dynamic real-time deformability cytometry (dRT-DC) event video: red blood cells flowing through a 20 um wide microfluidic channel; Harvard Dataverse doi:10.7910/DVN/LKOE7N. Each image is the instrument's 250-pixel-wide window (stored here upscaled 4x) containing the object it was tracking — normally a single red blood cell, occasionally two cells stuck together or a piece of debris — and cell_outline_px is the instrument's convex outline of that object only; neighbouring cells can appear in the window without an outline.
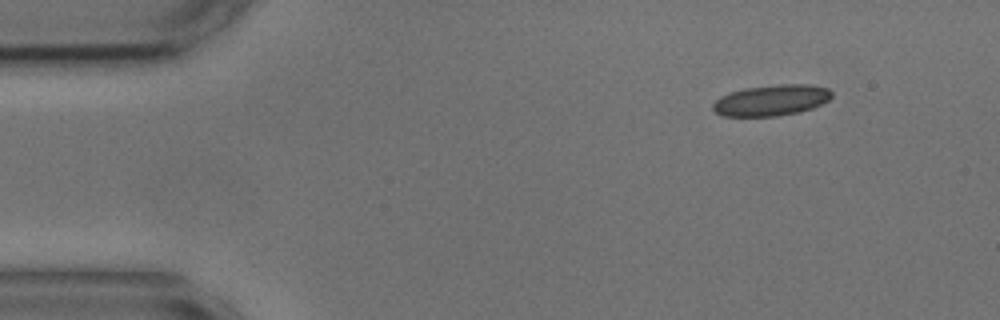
{"species": "common noctule bat (a hibernating species)", "species_latin": "Nyctalus noctula", "temperature_condition": "cold", "stored_images_in_passage": 39, "camera_frame_rate_fps": 3000, "um_per_image_px": 0.085, "animal": {"sex": "male", "body_mass_g": 17.9, "forearm_length_mm": 54.2}, "frame": {"image": 1, "passage_image": 1, "time_ms": 0.0, "image_size_px": [1000, 320], "cell_outline_px": [[832, 96], [828, 100], [812, 108], [800, 112], [776, 116], [724, 116], [716, 112], [712, 108], [712, 104], [720, 96], [728, 92], [744, 88], [780, 84], [812, 84], [828, 88], [832, 92]], "centroid_in_image_um": [65.56, 8.51], "position_along_channel_um": 19.4, "area_um2": 21.56}}
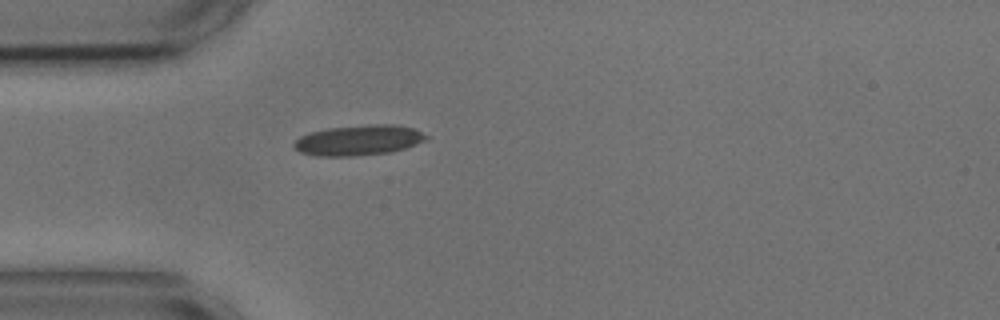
{"frame": {"image": 2, "passage_image": 10, "time_ms": 3.0, "image_size_px": [1000, 320], "cell_outline_px": [[428, 140], [392, 152], [352, 156], [316, 156], [300, 152], [292, 144], [300, 136], [312, 132], [328, 128], [372, 124], [392, 124], [412, 128], [428, 136]], "centroid_in_image_um": [30.48, 11.92], "position_along_channel_um": 54.5, "area_um2": 23.24}}
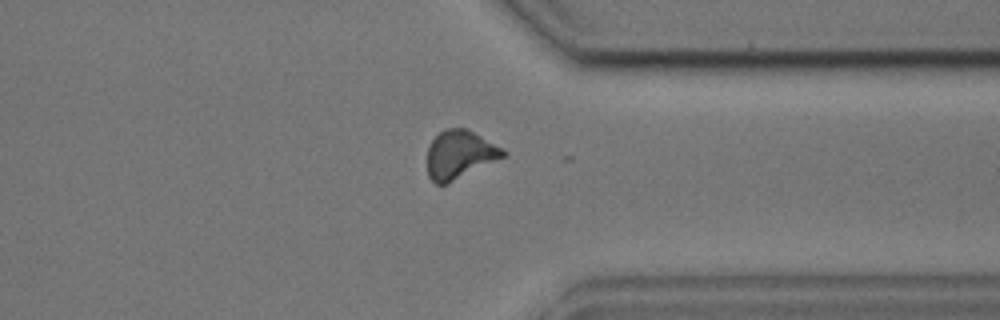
{"frame": {"image": 3, "passage_image": 37, "time_ms": 12.0, "image_size_px": [1000, 320], "cell_outline_px": [[508, 152], [504, 156], [448, 184], [436, 184], [428, 176], [428, 144], [444, 128], [464, 128], [504, 148]], "centroid_in_image_um": [39.06, 13.14], "position_along_channel_um": 372.3, "area_um2": 21.15}}